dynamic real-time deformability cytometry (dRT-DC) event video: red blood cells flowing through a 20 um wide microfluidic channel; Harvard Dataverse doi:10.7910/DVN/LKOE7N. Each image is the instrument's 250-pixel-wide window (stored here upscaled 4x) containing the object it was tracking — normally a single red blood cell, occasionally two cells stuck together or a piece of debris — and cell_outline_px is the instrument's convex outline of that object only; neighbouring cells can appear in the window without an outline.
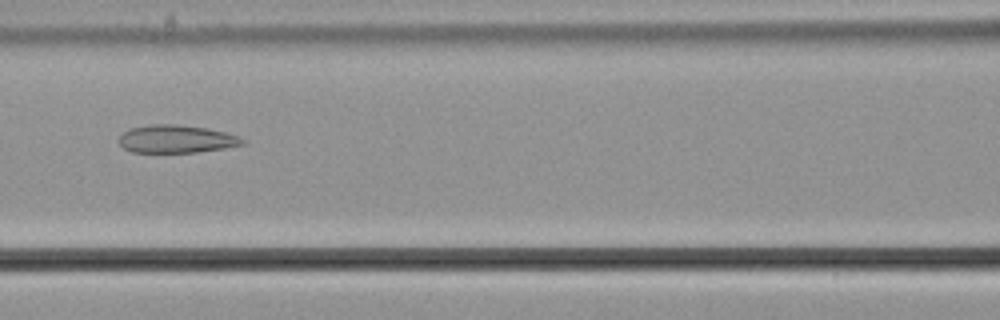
{"species": "common noctule bat (a hibernating species)", "species_latin": "Nyctalus noctula", "temperature_condition": "cold", "stored_images_in_passage": 56, "camera_frame_rate_fps": 3000, "um_per_image_px": 0.085, "animal": {"sex": "male", "body_mass_g": 21.5, "forearm_length_mm": 52.0}, "frame": {"image": 1, "passage_image": 25, "time_ms": 8.0, "image_size_px": [1000, 320], "cell_outline_px": [[244, 144], [224, 148], [196, 152], [132, 152], [124, 148], [120, 144], [120, 136], [124, 132], [132, 128], [152, 124], [176, 124], [208, 128], [240, 136], [244, 140]], "centroid_in_image_um": [15.01, 11.81], "position_along_channel_um": 151.6, "area_um2": 19.88}}
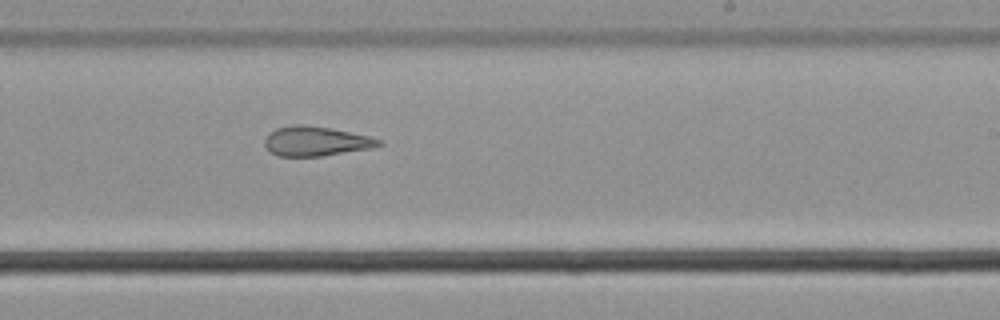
{"frame": {"image": 2, "passage_image": 34, "time_ms": 11.0, "image_size_px": [1000, 320], "cell_outline_px": [[384, 144], [372, 148], [320, 156], [276, 156], [268, 152], [264, 144], [264, 140], [268, 132], [276, 128], [292, 124], [304, 124], [328, 128], [368, 136], [384, 140]], "centroid_in_image_um": [26.8, 12.0], "position_along_channel_um": 262.2, "area_um2": 19.83}}
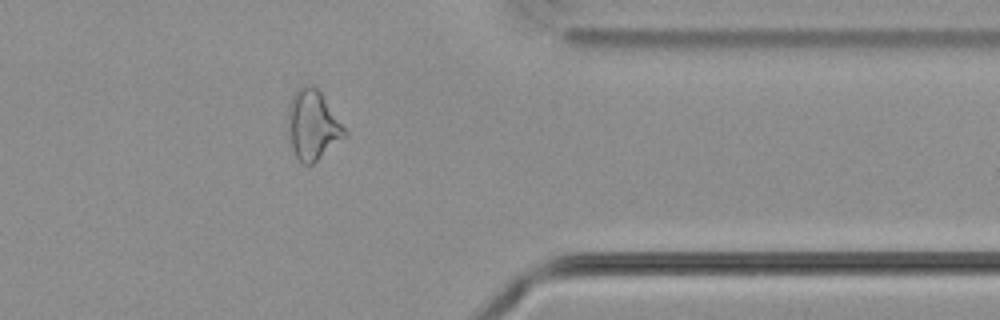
{"frame": {"image": 3, "passage_image": 45, "time_ms": 14.667, "image_size_px": [1000, 320], "cell_outline_px": [[348, 136], [312, 164], [304, 164], [296, 156], [292, 148], [288, 132], [288, 104], [292, 96], [304, 84], [312, 84], [320, 92], [348, 132]], "centroid_in_image_um": [26.59, 10.63], "position_along_channel_um": 384.8, "area_um2": 22.89}, "authors_computed_cell_mechanics": {"area_um2": 24.565, "velocity_mm_per_s": 3.6982, "shape_relaxation_time_tau1_ms": null, "shape_relaxation_time_tau2_ms": 3.4888, "deformation_change_tau1": null, "deformation_change_tau2": 0.1377}}